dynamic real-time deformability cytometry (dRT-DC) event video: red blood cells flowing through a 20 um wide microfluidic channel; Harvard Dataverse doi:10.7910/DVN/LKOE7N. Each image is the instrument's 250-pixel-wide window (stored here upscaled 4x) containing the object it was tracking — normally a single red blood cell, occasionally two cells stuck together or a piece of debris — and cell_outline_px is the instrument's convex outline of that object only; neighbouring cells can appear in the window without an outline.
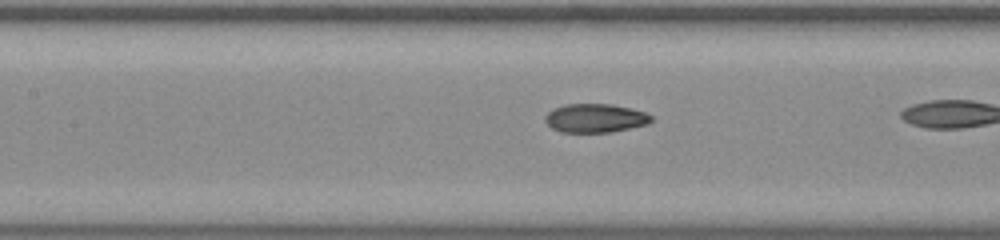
{"species": "common noctule bat (a hibernating species)", "species_latin": "Nyctalus noctula", "temperature_condition": "room temperature", "stored_images_in_passage": 30, "camera_frame_rate_fps": 3000, "um_per_image_px": 0.085, "animal": {"sex": "male", "body_mass_g": 20.0, "forearm_length_mm": 53.3}, "frame": {"image": 1, "passage_image": 26, "time_ms": 8.333, "image_size_px": [1000, 240], "cell_outline_px": [[652, 120], [648, 124], [612, 132], [560, 132], [552, 128], [544, 120], [544, 116], [548, 112], [564, 104], [612, 104], [632, 108], [644, 112], [652, 116]], "centroid_in_image_um": [50.6, 10.04], "position_along_channel_um": 156.8, "area_um2": 17.8}}